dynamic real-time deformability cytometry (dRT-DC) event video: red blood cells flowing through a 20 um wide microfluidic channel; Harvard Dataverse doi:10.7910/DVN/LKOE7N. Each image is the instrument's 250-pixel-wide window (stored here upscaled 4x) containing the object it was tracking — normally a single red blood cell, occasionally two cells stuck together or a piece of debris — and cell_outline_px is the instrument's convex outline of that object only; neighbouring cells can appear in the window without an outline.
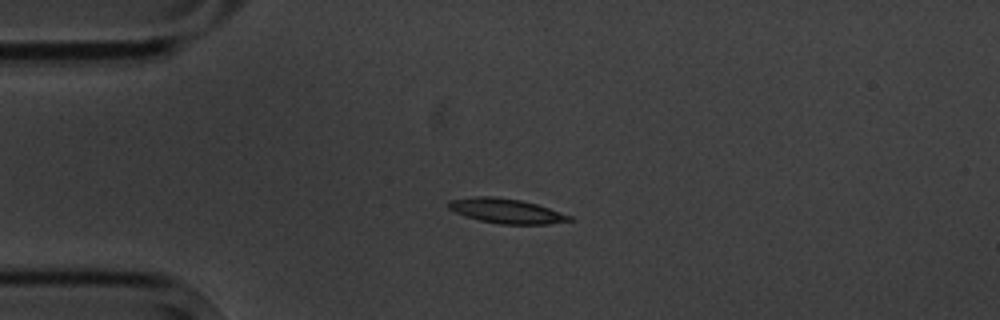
{"species": "common noctule bat (a hibernating species)", "species_latin": "Nyctalus noctula", "temperature_condition": "cold", "stored_images_in_passage": 1, "camera_frame_rate_fps": 3000, "um_per_image_px": 0.085, "animal": {"sex": "male", "body_mass_g": 20.1, "forearm_length_mm": 53.5}, "frame": {"image": 1, "passage_image": 1, "time_ms": 0.0, "image_size_px": [1000, 320], "cell_outline_px": [[576, 220], [548, 224], [500, 224], [480, 220], [456, 212], [448, 208], [448, 200], [476, 196], [492, 196], [520, 200], [536, 204], [572, 216]], "centroid_in_image_um": [43.06, 17.93], "position_along_channel_um": 41.9, "area_um2": 17.22}}